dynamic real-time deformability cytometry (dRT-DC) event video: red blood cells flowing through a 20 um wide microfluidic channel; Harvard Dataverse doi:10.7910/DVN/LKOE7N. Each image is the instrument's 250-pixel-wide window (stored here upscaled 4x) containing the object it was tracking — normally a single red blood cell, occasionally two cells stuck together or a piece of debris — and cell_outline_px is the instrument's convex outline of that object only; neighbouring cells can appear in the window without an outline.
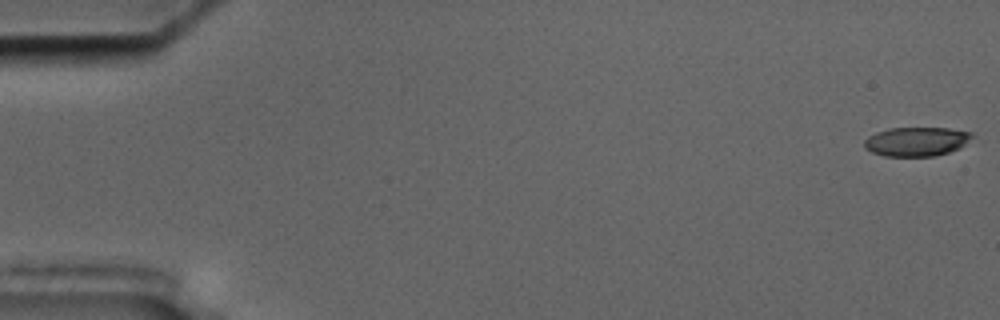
{"species": "common noctule bat (a hibernating species)", "species_latin": "Nyctalus noctula", "temperature_condition": "cold", "stored_images_in_passage": 16, "camera_frame_rate_fps": 3000, "um_per_image_px": 0.085, "animal": {"sex": "male", "body_mass_g": 17.5, "forearm_length_mm": 52.3}, "frame": {"image": 1, "passage_image": 1, "time_ms": 0.0, "image_size_px": [1000, 320], "cell_outline_px": [[972, 136], [960, 148], [936, 156], [884, 156], [872, 152], [864, 148], [864, 140], [868, 136], [876, 132], [888, 128], [948, 128], [972, 132]], "centroid_in_image_um": [77.86, 12.03], "position_along_channel_um": 7.1, "area_um2": 18.26}}
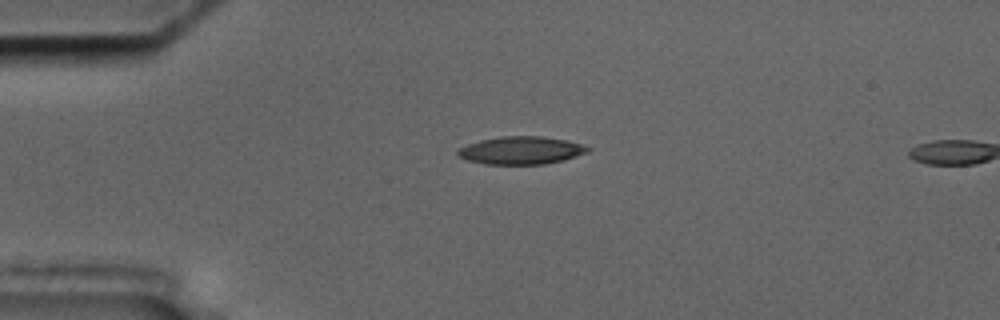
{"frame": {"image": 2, "passage_image": 14, "time_ms": 4.333, "image_size_px": [1000, 320], "cell_outline_px": [[592, 148], [588, 152], [564, 160], [544, 164], [484, 164], [468, 160], [460, 156], [456, 152], [460, 148], [468, 144], [480, 140], [500, 136], [544, 136], [568, 140]], "centroid_in_image_um": [44.32, 12.77], "position_along_channel_um": 40.7, "area_um2": 21.04}}